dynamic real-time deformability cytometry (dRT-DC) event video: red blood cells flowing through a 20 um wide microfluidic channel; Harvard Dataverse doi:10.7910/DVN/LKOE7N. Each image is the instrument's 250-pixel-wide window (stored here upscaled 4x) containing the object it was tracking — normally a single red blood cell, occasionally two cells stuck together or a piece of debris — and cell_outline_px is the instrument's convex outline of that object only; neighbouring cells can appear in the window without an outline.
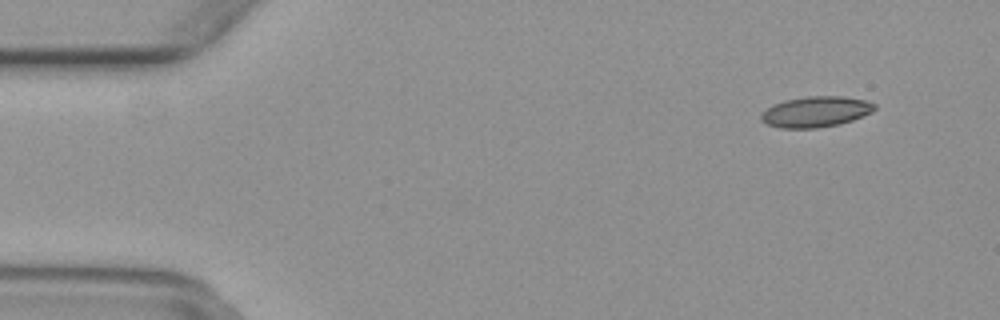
{"species": "common noctule bat (a hibernating species)", "species_latin": "Nyctalus noctula", "temperature_condition": "warm", "stored_images_in_passage": 39, "camera_frame_rate_fps": 3000, "um_per_image_px": 0.085, "animal": {"sex": "female", "body_mass_g": 29.2, "forearm_length_mm": 56.3}, "frame": {"image": 1, "passage_image": 3, "time_ms": 0.667, "image_size_px": [1000, 320], "cell_outline_px": [[876, 108], [872, 112], [852, 120], [840, 124], [816, 128], [780, 128], [768, 124], [760, 120], [760, 112], [772, 104], [784, 100], [808, 96], [844, 96], [864, 100], [876, 104]], "centroid_in_image_um": [69.31, 9.49], "position_along_channel_um": 15.7, "area_um2": 20.46}}
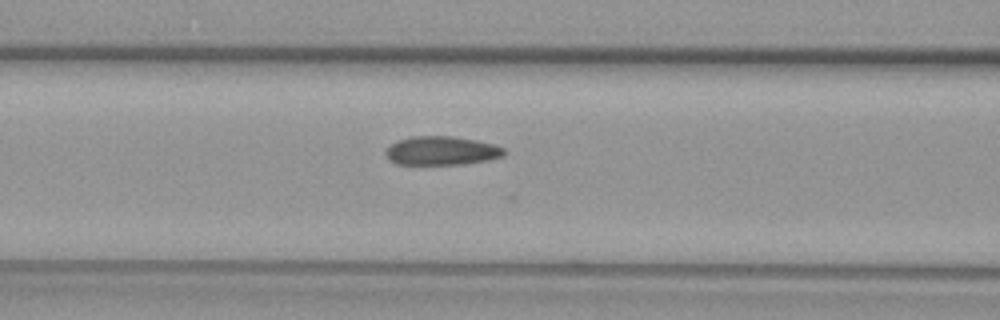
{"frame": {"image": 2, "passage_image": 19, "time_ms": 6.0, "image_size_px": [1000, 320], "cell_outline_px": [[508, 152], [504, 156], [488, 160], [460, 164], [396, 164], [388, 160], [384, 152], [388, 144], [396, 140], [412, 136], [452, 136], [476, 140], [496, 144], [504, 148]], "centroid_in_image_um": [37.51, 12.8], "position_along_channel_um": 129.1, "area_um2": 20.23}}
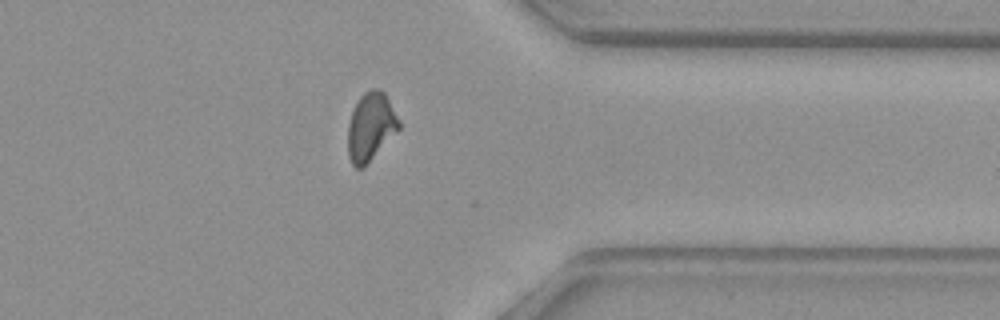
{"frame": {"image": 3, "passage_image": 38, "time_ms": 12.333, "image_size_px": [1000, 320], "cell_outline_px": [[400, 128], [364, 168], [356, 168], [352, 164], [348, 156], [348, 124], [352, 112], [360, 96], [364, 92], [372, 88], [376, 88], [384, 92], [400, 120]], "centroid_in_image_um": [31.51, 10.79], "position_along_channel_um": 379.9, "area_um2": 20.29}}